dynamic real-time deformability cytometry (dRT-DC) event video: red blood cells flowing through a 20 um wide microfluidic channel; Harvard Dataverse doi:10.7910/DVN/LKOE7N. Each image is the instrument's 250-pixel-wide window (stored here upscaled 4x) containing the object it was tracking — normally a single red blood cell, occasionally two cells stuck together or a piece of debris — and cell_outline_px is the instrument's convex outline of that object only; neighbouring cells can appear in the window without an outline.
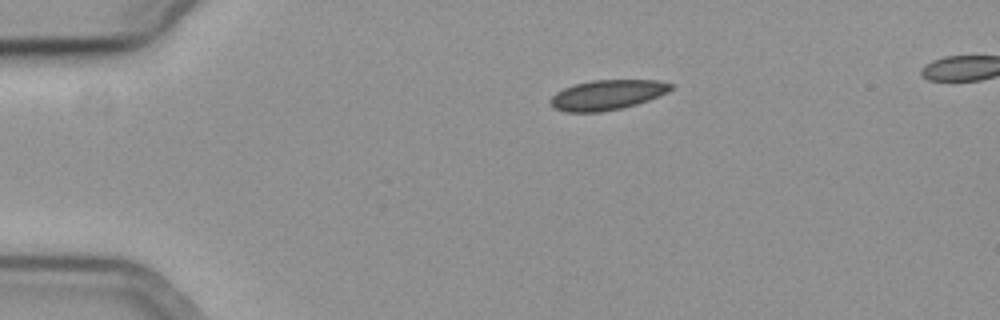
{"species": "common noctule bat (a hibernating species)", "species_latin": "Nyctalus noctula", "temperature_condition": "cold", "stored_images_in_passage": 46, "camera_frame_rate_fps": 3000, "um_per_image_px": 0.085, "animal": {"sex": "female", "body_mass_g": 19.3, "forearm_length_mm": 54.1}, "frame": {"image": 1, "passage_image": 1, "time_ms": 0.0, "image_size_px": [1000, 320], "cell_outline_px": [[676, 84], [668, 92], [648, 100], [636, 104], [620, 108], [600, 112], [564, 112], [552, 108], [548, 100], [556, 92], [572, 84], [592, 80], [660, 80]], "centroid_in_image_um": [51.59, 8.06], "position_along_channel_um": 33.4, "area_um2": 21.27}}
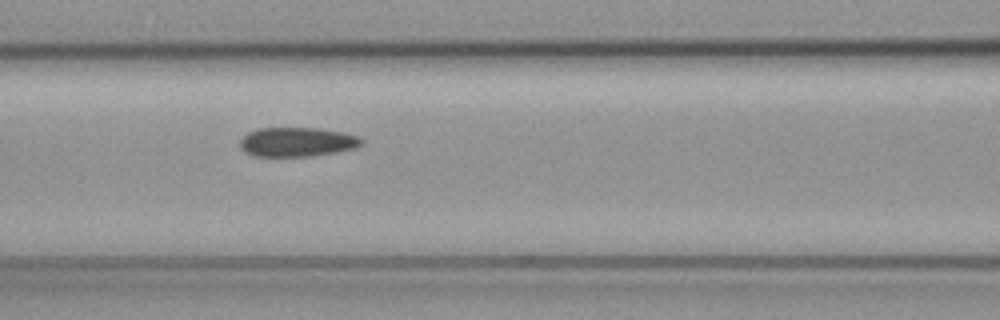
{"frame": {"image": 2, "passage_image": 14, "time_ms": 4.333, "image_size_px": [1000, 320], "cell_outline_px": [[364, 140], [356, 148], [336, 152], [312, 156], [256, 156], [244, 152], [240, 148], [240, 140], [248, 132], [260, 128], [320, 128], [344, 132], [356, 136]], "centroid_in_image_um": [25.24, 12.06], "position_along_channel_um": 141.4, "area_um2": 20.75}}
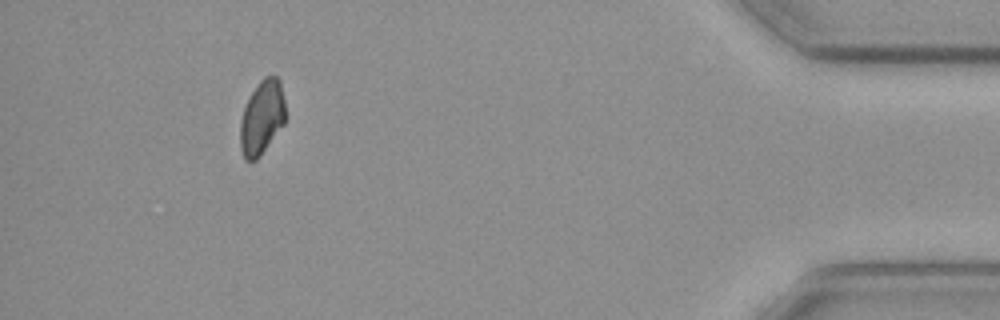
{"frame": {"image": 3, "passage_image": 41, "time_ms": 13.333, "image_size_px": [1000, 320], "cell_outline_px": [[284, 124], [260, 156], [252, 164], [244, 160], [240, 148], [240, 120], [248, 96], [260, 80], [264, 76], [276, 76], [280, 80], [284, 100]], "centroid_in_image_um": [22.23, 10.02], "position_along_channel_um": 413.0, "area_um2": 19.77}}